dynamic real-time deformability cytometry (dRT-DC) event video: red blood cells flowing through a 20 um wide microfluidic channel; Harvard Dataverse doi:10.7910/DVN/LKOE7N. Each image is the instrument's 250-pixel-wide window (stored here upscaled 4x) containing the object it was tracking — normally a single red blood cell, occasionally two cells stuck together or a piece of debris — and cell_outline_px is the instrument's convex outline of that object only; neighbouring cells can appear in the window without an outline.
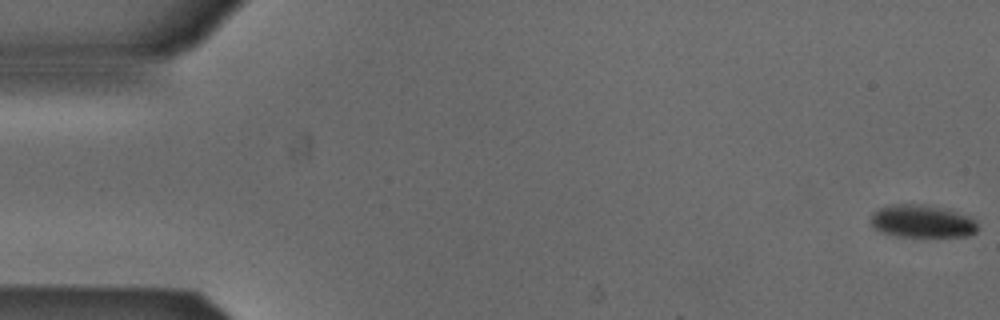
{"species": "Egyptian fruit bat (a non-hibernating species)", "species_latin": "Rousettus aegyptiacus", "temperature_condition": "cold", "stored_images_in_passage": 53, "camera_frame_rate_fps": 3000, "um_per_image_px": 0.085, "animal": {"sex": "male"}, "frame": {"image": 1, "passage_image": 1, "time_ms": 0.0, "image_size_px": [1000, 320], "cell_outline_px": [[976, 232], [968, 236], [896, 236], [880, 232], [872, 224], [872, 212], [880, 208], [892, 204], [928, 204], [948, 208], [972, 216], [976, 220]], "centroid_in_image_um": [78.42, 18.78], "position_along_channel_um": 6.6, "area_um2": 20.63}}
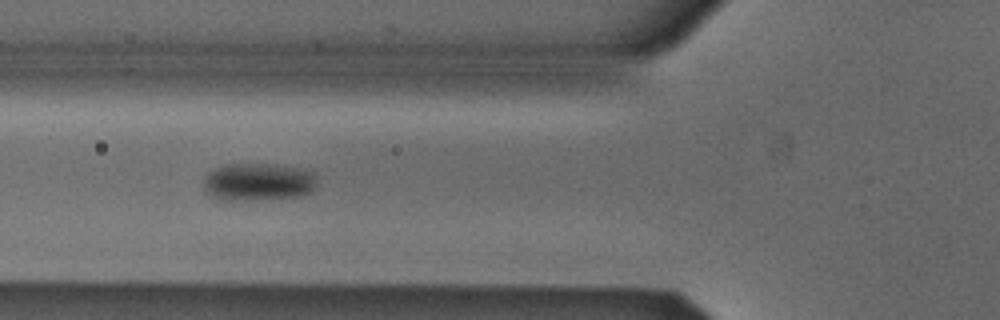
{"frame": {"image": 2, "passage_image": 20, "time_ms": 6.333, "image_size_px": [1000, 320], "cell_outline_px": [[312, 192], [304, 196], [248, 200], [224, 200], [212, 196], [204, 192], [204, 176], [212, 168], [228, 164], [276, 164], [312, 172]], "centroid_in_image_um": [21.84, 15.47], "position_along_channel_um": 104.0, "area_um2": 24.68}}
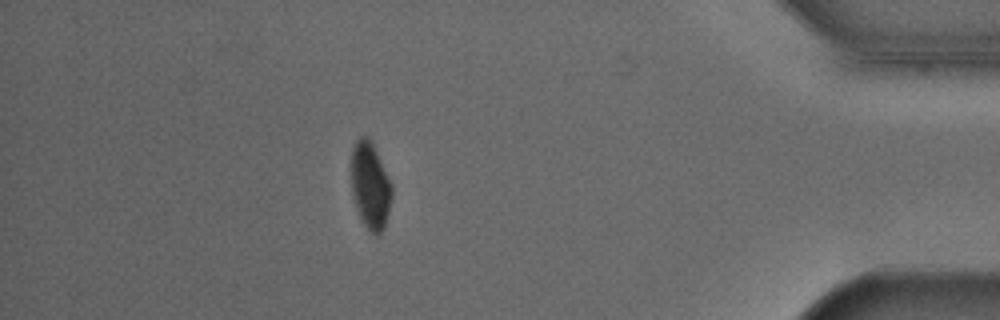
{"frame": {"image": 3, "passage_image": 47, "time_ms": 15.333, "image_size_px": [1000, 320], "cell_outline_px": [[392, 196], [384, 228], [376, 236], [368, 232], [356, 208], [352, 196], [352, 148], [356, 140], [360, 136], [368, 136], [372, 140], [392, 184]], "centroid_in_image_um": [31.48, 15.76], "position_along_channel_um": 403.7, "area_um2": 20.69}, "authors_computed_cell_mechanics": {"area_um2": 22.542, "velocity_mm_per_s": 3.8744, "shape_relaxation_time_tau1_ms": 8.2012, "shape_relaxation_time_tau2_ms": null, "deformation_change_tau1": 0.1029, "deformation_change_tau2": null}}